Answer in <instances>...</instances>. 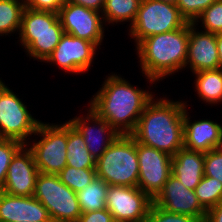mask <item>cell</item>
Returning a JSON list of instances; mask_svg holds the SVG:
<instances>
[{"mask_svg": "<svg viewBox=\"0 0 222 222\" xmlns=\"http://www.w3.org/2000/svg\"><path fill=\"white\" fill-rule=\"evenodd\" d=\"M133 87L121 76L112 74L90 101V108L104 118L119 135H131L146 104L153 95Z\"/></svg>", "mask_w": 222, "mask_h": 222, "instance_id": "obj_1", "label": "cell"}, {"mask_svg": "<svg viewBox=\"0 0 222 222\" xmlns=\"http://www.w3.org/2000/svg\"><path fill=\"white\" fill-rule=\"evenodd\" d=\"M182 101L157 99L146 104L131 136L136 142L174 156L184 148V112Z\"/></svg>", "mask_w": 222, "mask_h": 222, "instance_id": "obj_2", "label": "cell"}, {"mask_svg": "<svg viewBox=\"0 0 222 222\" xmlns=\"http://www.w3.org/2000/svg\"><path fill=\"white\" fill-rule=\"evenodd\" d=\"M189 22L182 28L146 37L136 48L142 73L153 83L185 68Z\"/></svg>", "mask_w": 222, "mask_h": 222, "instance_id": "obj_3", "label": "cell"}, {"mask_svg": "<svg viewBox=\"0 0 222 222\" xmlns=\"http://www.w3.org/2000/svg\"><path fill=\"white\" fill-rule=\"evenodd\" d=\"M20 43L32 58L42 61L52 54L64 34L58 13L24 8L19 30Z\"/></svg>", "mask_w": 222, "mask_h": 222, "instance_id": "obj_4", "label": "cell"}, {"mask_svg": "<svg viewBox=\"0 0 222 222\" xmlns=\"http://www.w3.org/2000/svg\"><path fill=\"white\" fill-rule=\"evenodd\" d=\"M97 177L109 186L138 187L137 142L131 135H119L96 161Z\"/></svg>", "mask_w": 222, "mask_h": 222, "instance_id": "obj_5", "label": "cell"}, {"mask_svg": "<svg viewBox=\"0 0 222 222\" xmlns=\"http://www.w3.org/2000/svg\"><path fill=\"white\" fill-rule=\"evenodd\" d=\"M33 197L44 205L53 222H78L82 214L76 193L60 181L58 174L39 172Z\"/></svg>", "mask_w": 222, "mask_h": 222, "instance_id": "obj_6", "label": "cell"}, {"mask_svg": "<svg viewBox=\"0 0 222 222\" xmlns=\"http://www.w3.org/2000/svg\"><path fill=\"white\" fill-rule=\"evenodd\" d=\"M187 23L176 5L158 0H141L129 35L137 45L146 37L174 31Z\"/></svg>", "mask_w": 222, "mask_h": 222, "instance_id": "obj_7", "label": "cell"}, {"mask_svg": "<svg viewBox=\"0 0 222 222\" xmlns=\"http://www.w3.org/2000/svg\"><path fill=\"white\" fill-rule=\"evenodd\" d=\"M34 135L42 136L29 147L39 172L59 174L67 165L68 122L61 125L40 122Z\"/></svg>", "mask_w": 222, "mask_h": 222, "instance_id": "obj_8", "label": "cell"}, {"mask_svg": "<svg viewBox=\"0 0 222 222\" xmlns=\"http://www.w3.org/2000/svg\"><path fill=\"white\" fill-rule=\"evenodd\" d=\"M0 81V139H13L27 145L41 121L33 118L21 99Z\"/></svg>", "mask_w": 222, "mask_h": 222, "instance_id": "obj_9", "label": "cell"}, {"mask_svg": "<svg viewBox=\"0 0 222 222\" xmlns=\"http://www.w3.org/2000/svg\"><path fill=\"white\" fill-rule=\"evenodd\" d=\"M152 203L139 187L108 186L106 209L116 222H146Z\"/></svg>", "mask_w": 222, "mask_h": 222, "instance_id": "obj_10", "label": "cell"}, {"mask_svg": "<svg viewBox=\"0 0 222 222\" xmlns=\"http://www.w3.org/2000/svg\"><path fill=\"white\" fill-rule=\"evenodd\" d=\"M137 157L138 187L153 199L172 174V156L137 142Z\"/></svg>", "mask_w": 222, "mask_h": 222, "instance_id": "obj_11", "label": "cell"}, {"mask_svg": "<svg viewBox=\"0 0 222 222\" xmlns=\"http://www.w3.org/2000/svg\"><path fill=\"white\" fill-rule=\"evenodd\" d=\"M100 15L98 11L69 2L58 11L64 33L88 40L97 47L101 45L105 30Z\"/></svg>", "mask_w": 222, "mask_h": 222, "instance_id": "obj_12", "label": "cell"}, {"mask_svg": "<svg viewBox=\"0 0 222 222\" xmlns=\"http://www.w3.org/2000/svg\"><path fill=\"white\" fill-rule=\"evenodd\" d=\"M96 48L97 46L88 40L64 33L46 61L57 64L66 72L83 73L90 68Z\"/></svg>", "mask_w": 222, "mask_h": 222, "instance_id": "obj_13", "label": "cell"}, {"mask_svg": "<svg viewBox=\"0 0 222 222\" xmlns=\"http://www.w3.org/2000/svg\"><path fill=\"white\" fill-rule=\"evenodd\" d=\"M153 204L170 213L185 214L197 220L206 218L194 190L186 188L177 177L170 175L163 188L153 198Z\"/></svg>", "mask_w": 222, "mask_h": 222, "instance_id": "obj_14", "label": "cell"}, {"mask_svg": "<svg viewBox=\"0 0 222 222\" xmlns=\"http://www.w3.org/2000/svg\"><path fill=\"white\" fill-rule=\"evenodd\" d=\"M23 145L12 157L4 186L1 189L12 196H33L39 170L32 151ZM26 146V147H25Z\"/></svg>", "mask_w": 222, "mask_h": 222, "instance_id": "obj_15", "label": "cell"}, {"mask_svg": "<svg viewBox=\"0 0 222 222\" xmlns=\"http://www.w3.org/2000/svg\"><path fill=\"white\" fill-rule=\"evenodd\" d=\"M88 109L86 118L78 116L70 119L69 122L83 136L88 151L97 161L106 149L115 141L119 134L104 118L100 117L91 108ZM89 123H94L92 124L93 127Z\"/></svg>", "mask_w": 222, "mask_h": 222, "instance_id": "obj_16", "label": "cell"}, {"mask_svg": "<svg viewBox=\"0 0 222 222\" xmlns=\"http://www.w3.org/2000/svg\"><path fill=\"white\" fill-rule=\"evenodd\" d=\"M195 27L194 23H189V42L185 67L190 65L192 73L219 69L216 34L206 31L198 32Z\"/></svg>", "mask_w": 222, "mask_h": 222, "instance_id": "obj_17", "label": "cell"}, {"mask_svg": "<svg viewBox=\"0 0 222 222\" xmlns=\"http://www.w3.org/2000/svg\"><path fill=\"white\" fill-rule=\"evenodd\" d=\"M53 222L48 210L33 196H12L0 190V222Z\"/></svg>", "mask_w": 222, "mask_h": 222, "instance_id": "obj_18", "label": "cell"}, {"mask_svg": "<svg viewBox=\"0 0 222 222\" xmlns=\"http://www.w3.org/2000/svg\"><path fill=\"white\" fill-rule=\"evenodd\" d=\"M184 112V148L191 151L208 152L220 147L222 140V126L212 120H195Z\"/></svg>", "mask_w": 222, "mask_h": 222, "instance_id": "obj_19", "label": "cell"}, {"mask_svg": "<svg viewBox=\"0 0 222 222\" xmlns=\"http://www.w3.org/2000/svg\"><path fill=\"white\" fill-rule=\"evenodd\" d=\"M171 173L188 189L194 190L204 176V152L182 148L172 156Z\"/></svg>", "mask_w": 222, "mask_h": 222, "instance_id": "obj_20", "label": "cell"}, {"mask_svg": "<svg viewBox=\"0 0 222 222\" xmlns=\"http://www.w3.org/2000/svg\"><path fill=\"white\" fill-rule=\"evenodd\" d=\"M66 149L67 166H72L76 169L96 168V160L88 151L83 136L69 121Z\"/></svg>", "mask_w": 222, "mask_h": 222, "instance_id": "obj_21", "label": "cell"}, {"mask_svg": "<svg viewBox=\"0 0 222 222\" xmlns=\"http://www.w3.org/2000/svg\"><path fill=\"white\" fill-rule=\"evenodd\" d=\"M195 87L203 101L210 104L222 101V69L195 72Z\"/></svg>", "mask_w": 222, "mask_h": 222, "instance_id": "obj_22", "label": "cell"}, {"mask_svg": "<svg viewBox=\"0 0 222 222\" xmlns=\"http://www.w3.org/2000/svg\"><path fill=\"white\" fill-rule=\"evenodd\" d=\"M108 186L105 181L96 177L89 185L77 192L81 213L105 209Z\"/></svg>", "mask_w": 222, "mask_h": 222, "instance_id": "obj_23", "label": "cell"}, {"mask_svg": "<svg viewBox=\"0 0 222 222\" xmlns=\"http://www.w3.org/2000/svg\"><path fill=\"white\" fill-rule=\"evenodd\" d=\"M141 0H105L101 16L104 23L131 22L136 19ZM104 13V14H103Z\"/></svg>", "mask_w": 222, "mask_h": 222, "instance_id": "obj_24", "label": "cell"}, {"mask_svg": "<svg viewBox=\"0 0 222 222\" xmlns=\"http://www.w3.org/2000/svg\"><path fill=\"white\" fill-rule=\"evenodd\" d=\"M24 8L25 0H0V36L20 30Z\"/></svg>", "mask_w": 222, "mask_h": 222, "instance_id": "obj_25", "label": "cell"}, {"mask_svg": "<svg viewBox=\"0 0 222 222\" xmlns=\"http://www.w3.org/2000/svg\"><path fill=\"white\" fill-rule=\"evenodd\" d=\"M194 191L206 211L222 201V183L216 178L203 176Z\"/></svg>", "mask_w": 222, "mask_h": 222, "instance_id": "obj_26", "label": "cell"}, {"mask_svg": "<svg viewBox=\"0 0 222 222\" xmlns=\"http://www.w3.org/2000/svg\"><path fill=\"white\" fill-rule=\"evenodd\" d=\"M60 181L68 186L75 193L89 185L96 177V168H74L65 166L58 174Z\"/></svg>", "mask_w": 222, "mask_h": 222, "instance_id": "obj_27", "label": "cell"}, {"mask_svg": "<svg viewBox=\"0 0 222 222\" xmlns=\"http://www.w3.org/2000/svg\"><path fill=\"white\" fill-rule=\"evenodd\" d=\"M199 19L202 22V28L206 32L211 33H222V0L215 1L206 10H204L201 15L194 22L198 25Z\"/></svg>", "mask_w": 222, "mask_h": 222, "instance_id": "obj_28", "label": "cell"}, {"mask_svg": "<svg viewBox=\"0 0 222 222\" xmlns=\"http://www.w3.org/2000/svg\"><path fill=\"white\" fill-rule=\"evenodd\" d=\"M22 146L17 140L0 139V190L4 186L11 159Z\"/></svg>", "mask_w": 222, "mask_h": 222, "instance_id": "obj_29", "label": "cell"}, {"mask_svg": "<svg viewBox=\"0 0 222 222\" xmlns=\"http://www.w3.org/2000/svg\"><path fill=\"white\" fill-rule=\"evenodd\" d=\"M217 0H178L176 6L189 23H194L201 13Z\"/></svg>", "mask_w": 222, "mask_h": 222, "instance_id": "obj_30", "label": "cell"}, {"mask_svg": "<svg viewBox=\"0 0 222 222\" xmlns=\"http://www.w3.org/2000/svg\"><path fill=\"white\" fill-rule=\"evenodd\" d=\"M196 220L189 215L167 212L153 203L146 218V222H195Z\"/></svg>", "mask_w": 222, "mask_h": 222, "instance_id": "obj_31", "label": "cell"}, {"mask_svg": "<svg viewBox=\"0 0 222 222\" xmlns=\"http://www.w3.org/2000/svg\"><path fill=\"white\" fill-rule=\"evenodd\" d=\"M204 176L216 178L222 183V150L220 148L204 153Z\"/></svg>", "mask_w": 222, "mask_h": 222, "instance_id": "obj_32", "label": "cell"}, {"mask_svg": "<svg viewBox=\"0 0 222 222\" xmlns=\"http://www.w3.org/2000/svg\"><path fill=\"white\" fill-rule=\"evenodd\" d=\"M68 1L69 0H25V7L58 13L60 7L67 4Z\"/></svg>", "mask_w": 222, "mask_h": 222, "instance_id": "obj_33", "label": "cell"}, {"mask_svg": "<svg viewBox=\"0 0 222 222\" xmlns=\"http://www.w3.org/2000/svg\"><path fill=\"white\" fill-rule=\"evenodd\" d=\"M78 222H116L112 214L105 208L82 213Z\"/></svg>", "mask_w": 222, "mask_h": 222, "instance_id": "obj_34", "label": "cell"}, {"mask_svg": "<svg viewBox=\"0 0 222 222\" xmlns=\"http://www.w3.org/2000/svg\"><path fill=\"white\" fill-rule=\"evenodd\" d=\"M69 3L84 6L85 8L93 9L102 12L105 0H69Z\"/></svg>", "mask_w": 222, "mask_h": 222, "instance_id": "obj_35", "label": "cell"}, {"mask_svg": "<svg viewBox=\"0 0 222 222\" xmlns=\"http://www.w3.org/2000/svg\"><path fill=\"white\" fill-rule=\"evenodd\" d=\"M208 222H222V201L207 211Z\"/></svg>", "mask_w": 222, "mask_h": 222, "instance_id": "obj_36", "label": "cell"}, {"mask_svg": "<svg viewBox=\"0 0 222 222\" xmlns=\"http://www.w3.org/2000/svg\"><path fill=\"white\" fill-rule=\"evenodd\" d=\"M216 44L219 58V66L222 69V33L216 34Z\"/></svg>", "mask_w": 222, "mask_h": 222, "instance_id": "obj_37", "label": "cell"}, {"mask_svg": "<svg viewBox=\"0 0 222 222\" xmlns=\"http://www.w3.org/2000/svg\"><path fill=\"white\" fill-rule=\"evenodd\" d=\"M158 1H162V2H166V3H170V4H173V5H176L178 0H158Z\"/></svg>", "mask_w": 222, "mask_h": 222, "instance_id": "obj_38", "label": "cell"}, {"mask_svg": "<svg viewBox=\"0 0 222 222\" xmlns=\"http://www.w3.org/2000/svg\"><path fill=\"white\" fill-rule=\"evenodd\" d=\"M195 222H208V220L206 218L200 219V220H196Z\"/></svg>", "mask_w": 222, "mask_h": 222, "instance_id": "obj_39", "label": "cell"}, {"mask_svg": "<svg viewBox=\"0 0 222 222\" xmlns=\"http://www.w3.org/2000/svg\"><path fill=\"white\" fill-rule=\"evenodd\" d=\"M221 150H222V140H221V144H220V147H219Z\"/></svg>", "mask_w": 222, "mask_h": 222, "instance_id": "obj_40", "label": "cell"}]
</instances>
